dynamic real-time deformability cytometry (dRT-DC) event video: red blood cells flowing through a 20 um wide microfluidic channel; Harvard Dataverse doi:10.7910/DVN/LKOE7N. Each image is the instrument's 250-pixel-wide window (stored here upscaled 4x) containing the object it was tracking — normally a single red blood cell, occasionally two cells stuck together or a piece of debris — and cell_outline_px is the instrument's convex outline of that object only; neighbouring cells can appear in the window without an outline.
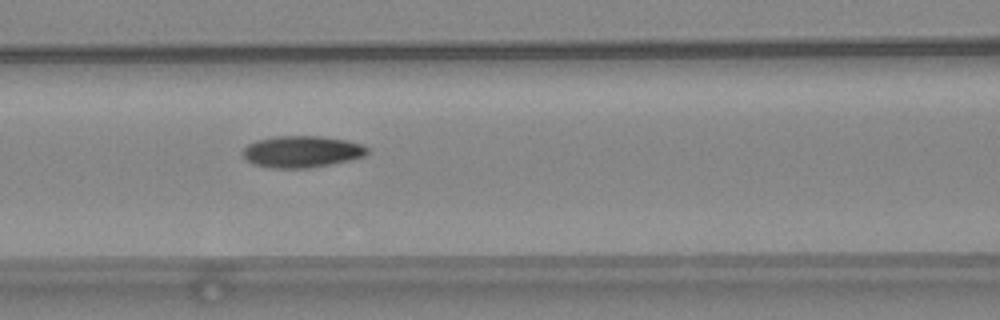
{"species": "common noctule bat (a hibernating species)", "species_latin": "Nyctalus noctula", "temperature_condition": "warm", "stored_images_in_passage": 46, "camera_frame_rate_fps": 3000, "um_per_image_px": 0.085, "animal": {"sex": "female", "body_mass_g": 24.6, "forearm_length_mm": 56.2}, "frame": {"image": 1, "passage_image": 17, "time_ms": 5.333, "image_size_px": [1000, 320], "cell_outline_px": [[368, 152], [364, 156], [348, 160], [308, 168], [272, 168], [252, 164], [244, 156], [244, 148], [248, 144], [260, 140], [276, 136], [320, 136], [348, 140], [360, 144], [368, 148]], "centroid_in_image_um": [25.66, 12.89], "position_along_channel_um": 140.9, "area_um2": 22.66}}
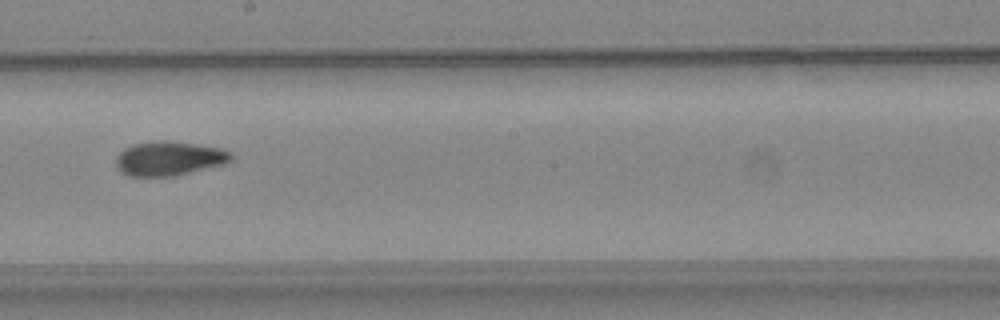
{"frame": {"image": 2, "passage_image": 24, "time_ms": 7.667, "image_size_px": [1000, 320], "cell_outline_px": [[232, 160], [224, 164], [172, 176], [128, 176], [120, 172], [116, 164], [116, 156], [124, 148], [132, 144], [160, 140], [168, 140], [196, 144], [220, 148], [232, 152]], "centroid_in_image_um": [14.35, 13.46], "position_along_channel_um": 233.8, "area_um2": 23.0}}
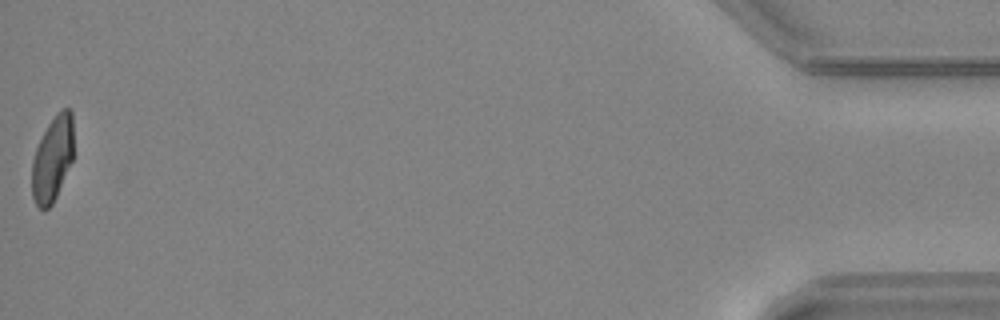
{"frame": {"image": 3, "passage_image": 46, "time_ms": 15.0, "image_size_px": [1000, 320], "cell_outline_px": [[72, 160], [56, 196], [52, 204], [48, 208], [40, 208], [36, 204], [32, 196], [32, 160], [36, 148], [48, 124], [56, 112], [64, 108], [68, 108], [72, 112]], "centroid_in_image_um": [4.45, 13.49], "position_along_channel_um": 430.8, "area_um2": 20.35}, "authors_computed_cell_mechanics": {"area_um2": 22.2241, "velocity_mm_per_s": 3.9816, "shape_relaxation_time_tau1_ms": 9.71, "shape_relaxation_time_tau2_ms": 2.537, "deformation_change_tau1": 0.2317, "deformation_change_tau2": 0.0853}}